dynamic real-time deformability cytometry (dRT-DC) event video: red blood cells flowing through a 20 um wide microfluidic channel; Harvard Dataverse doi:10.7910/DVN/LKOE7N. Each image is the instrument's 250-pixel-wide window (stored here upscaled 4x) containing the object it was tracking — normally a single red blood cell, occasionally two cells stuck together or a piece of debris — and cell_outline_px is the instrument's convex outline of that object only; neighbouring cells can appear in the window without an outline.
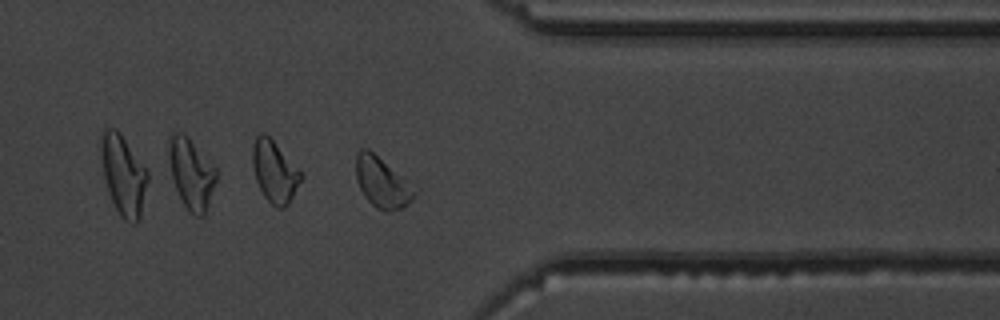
{"species": "common noctule bat (a hibernating species)", "species_latin": "Nyctalus noctula", "temperature_condition": "warm", "stored_images_in_passage": 36, "camera_frame_rate_fps": 3000, "um_per_image_px": 0.085, "animal": {"sex": "male", "body_mass_g": 19.5, "forearm_length_mm": 54.6}, "frame": {"image": 1, "passage_image": 26, "time_ms": 8.333, "image_size_px": [1000, 320], "cell_outline_px": [[420, 188], [412, 200], [404, 208], [388, 212], [376, 208], [364, 196], [356, 180], [356, 156], [360, 148], [368, 148]], "centroid_in_image_um": [32.55, 15.51], "position_along_channel_um": 378.9, "area_um2": 17.8}, "authors_computed_cell_mechanics": {"area_um2": 17.3978, "velocity_mm_per_s": 3.9963, "shape_relaxation_time_tau1_ms": null, "shape_relaxation_time_tau2_ms": 1.7979, "deformation_change_tau1": null, "deformation_change_tau2": 0.0788}}